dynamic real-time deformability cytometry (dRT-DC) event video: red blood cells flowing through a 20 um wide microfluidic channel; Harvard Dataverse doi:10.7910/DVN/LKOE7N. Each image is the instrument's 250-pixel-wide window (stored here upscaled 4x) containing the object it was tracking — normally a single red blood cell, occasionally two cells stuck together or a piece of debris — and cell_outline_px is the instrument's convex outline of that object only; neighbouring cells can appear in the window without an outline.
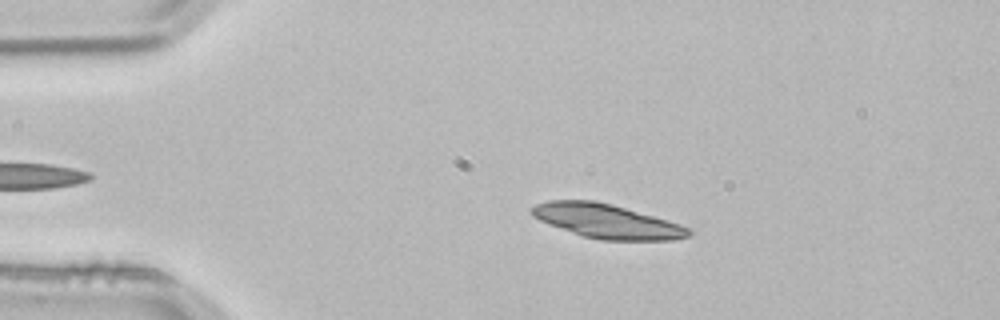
{"species": "common noctule bat (a hibernating species)", "species_latin": "Nyctalus noctula", "temperature_condition": "room temperature", "stored_images_in_passage": 2, "camera_frame_rate_fps": 3000, "um_per_image_px": 0.085, "animal": {"sex": "male", "body_mass_g": 21.5, "forearm_length_mm": 52.0}, "frame": {"image": 1, "passage_image": 1, "time_ms": 0.0, "image_size_px": [1000, 320], "cell_outline_px": [[692, 232], [688, 236], [672, 240], [604, 240], [584, 236], [548, 224], [532, 216], [528, 208], [536, 204], [548, 200], [596, 200], [612, 204], [668, 220], [680, 224], [688, 228]], "centroid_in_image_um": [51.54, 18.79], "position_along_channel_um": 33.5, "area_um2": 31.1}}